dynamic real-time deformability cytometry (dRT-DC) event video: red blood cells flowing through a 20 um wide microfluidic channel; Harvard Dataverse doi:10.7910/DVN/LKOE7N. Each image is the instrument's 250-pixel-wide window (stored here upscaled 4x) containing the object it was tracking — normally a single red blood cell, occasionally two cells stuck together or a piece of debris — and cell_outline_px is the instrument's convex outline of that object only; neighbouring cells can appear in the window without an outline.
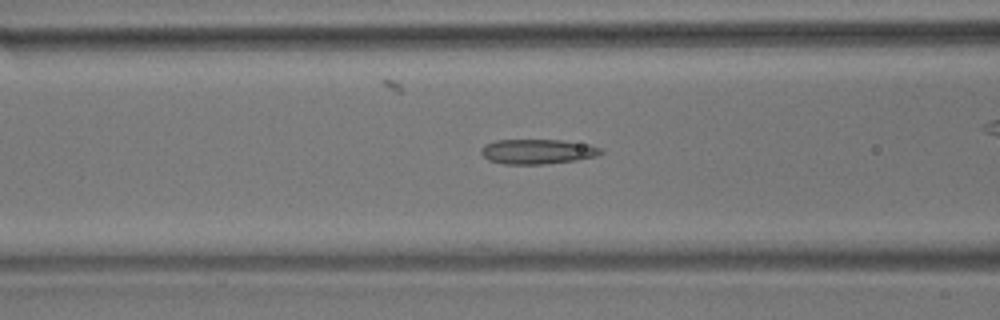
{"species": "common noctule bat (a hibernating species)", "species_latin": "Nyctalus noctula", "temperature_condition": "room temperature", "stored_images_in_passage": 41, "camera_frame_rate_fps": 3000, "um_per_image_px": 0.085, "animal": {"sex": "male", "body_mass_g": 17.9}, "frame": {"image": 1, "passage_image": 6, "time_ms": 1.667, "image_size_px": [1000, 320], "cell_outline_px": [[604, 152], [596, 156], [576, 160], [544, 164], [504, 164], [488, 160], [480, 152], [480, 148], [484, 144], [496, 140], [564, 140], [588, 144], [600, 148]], "centroid_in_image_um": [45.66, 12.88], "position_along_channel_um": 120.9, "area_um2": 17.4}}
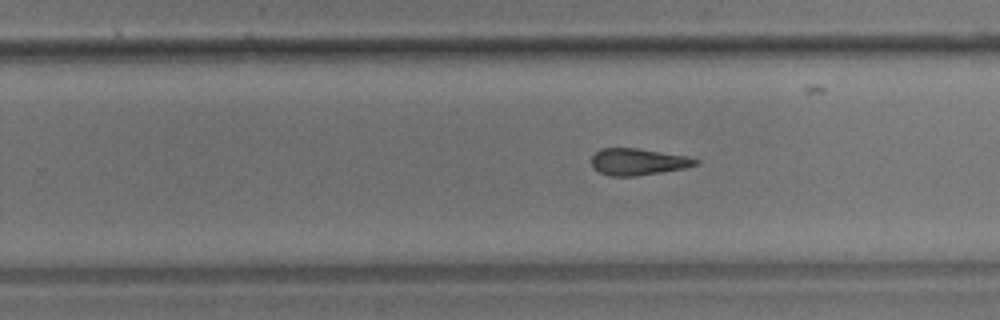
{"frame": {"image": 2, "passage_image": 19, "time_ms": 6.0, "image_size_px": [1000, 320], "cell_outline_px": [[700, 164], [684, 168], [636, 176], [608, 176], [592, 168], [592, 156], [600, 148], [636, 148], [688, 156], [700, 160]], "centroid_in_image_um": [54.24, 13.75], "position_along_channel_um": 275.6, "area_um2": 16.24}}
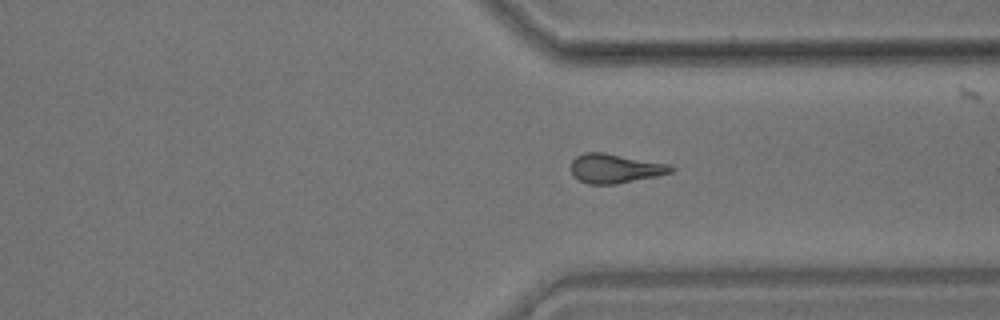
{"frame": {"image": 3, "passage_image": 26, "time_ms": 8.333, "image_size_px": [1000, 320], "cell_outline_px": [[676, 168], [672, 172], [656, 176], [616, 184], [588, 184], [572, 176], [572, 160], [576, 156], [584, 152], [604, 152], [668, 164]], "centroid_in_image_um": [52.26, 14.31], "position_along_channel_um": 359.1, "area_um2": 16.99}, "authors_computed_cell_mechanics": {"area_um2": 16.9932, "velocity_mm_per_s": 3.5759, "shape_relaxation_time_tau1_ms": null, "shape_relaxation_time_tau2_ms": 3.495, "deformation_change_tau1": null, "deformation_change_tau2": 0.1365}}